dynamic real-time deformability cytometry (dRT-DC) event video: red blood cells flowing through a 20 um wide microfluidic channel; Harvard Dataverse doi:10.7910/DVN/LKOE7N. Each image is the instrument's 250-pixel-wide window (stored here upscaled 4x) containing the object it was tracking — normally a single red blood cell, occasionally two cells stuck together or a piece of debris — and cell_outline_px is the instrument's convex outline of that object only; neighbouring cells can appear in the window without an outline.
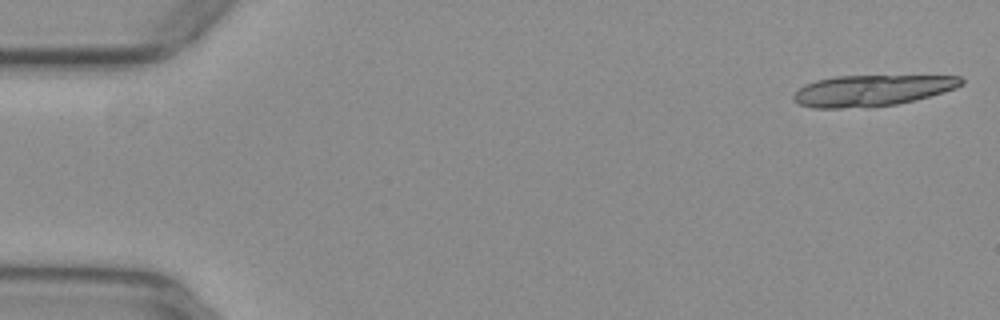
{"species": "common noctule bat (a hibernating species)", "species_latin": "Nyctalus noctula", "temperature_condition": "warm", "stored_images_in_passage": 10, "camera_frame_rate_fps": 3000, "um_per_image_px": 0.085, "animal": {"sex": "female", "body_mass_g": 29.2, "forearm_length_mm": 56.3}, "frame": {"image": 1, "passage_image": 1, "time_ms": 0.0, "image_size_px": [1000, 320], "cell_outline_px": [[964, 84], [956, 88], [944, 92], [916, 100], [896, 104], [868, 108], [812, 108], [800, 104], [792, 100], [792, 96], [804, 84], [816, 80], [832, 76], [960, 76], [964, 80]], "centroid_in_image_um": [74.1, 7.7], "position_along_channel_um": 10.9, "area_um2": 30.69}}